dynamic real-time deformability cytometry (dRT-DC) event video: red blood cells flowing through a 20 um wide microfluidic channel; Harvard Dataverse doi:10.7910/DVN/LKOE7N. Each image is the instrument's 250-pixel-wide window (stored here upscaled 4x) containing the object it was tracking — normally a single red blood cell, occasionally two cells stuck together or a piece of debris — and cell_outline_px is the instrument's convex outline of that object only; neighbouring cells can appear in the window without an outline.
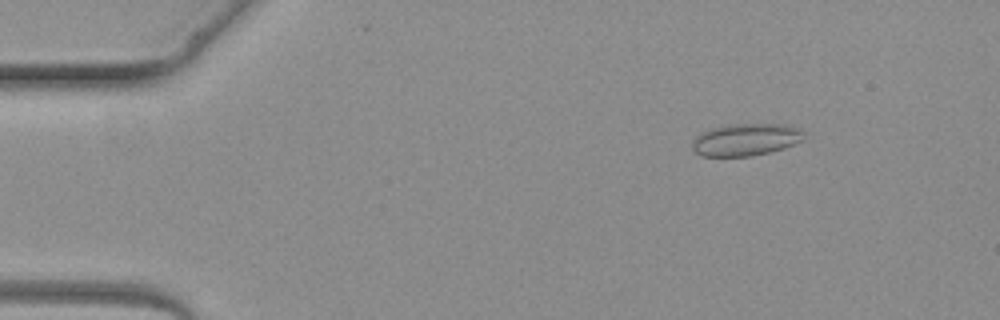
{"species": "common noctule bat (a hibernating species)", "species_latin": "Nyctalus noctula", "temperature_condition": "warm", "stored_images_in_passage": 3, "camera_frame_rate_fps": 3000, "um_per_image_px": 0.085, "animal": {"sex": "female", "body_mass_g": 19.3, "forearm_length_mm": 54.1}, "frame": {"image": 1, "passage_image": 2, "time_ms": 1.333, "image_size_px": [1000, 320], "cell_outline_px": [[804, 140], [784, 148], [752, 156], [700, 156], [692, 148], [692, 140], [700, 132], [712, 128], [732, 124], [784, 124], [800, 128]], "centroid_in_image_um": [63.37, 11.87], "position_along_channel_um": 21.6, "area_um2": 20.98}}